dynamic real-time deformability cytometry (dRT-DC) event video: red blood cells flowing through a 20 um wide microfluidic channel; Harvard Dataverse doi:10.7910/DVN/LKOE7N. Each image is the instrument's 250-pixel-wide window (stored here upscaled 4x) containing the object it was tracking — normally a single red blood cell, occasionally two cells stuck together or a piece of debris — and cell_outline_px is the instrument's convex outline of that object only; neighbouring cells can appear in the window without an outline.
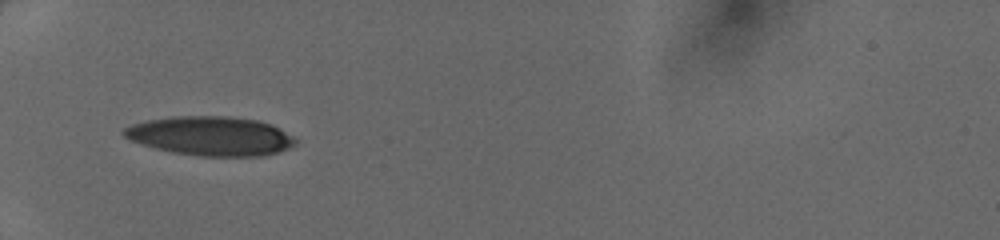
{"species": "human", "species_latin": "Homo sapiens", "temperature_condition": "cold", "stored_images_in_passage": 17, "camera_frame_rate_fps": 3000, "um_per_image_px": 0.085, "donor": {"sex": "female"}, "frame": {"image": 1, "passage_image": 1, "time_ms": 0.0, "image_size_px": [1000, 240], "cell_outline_px": [[296, 144], [288, 148], [276, 152], [260, 156], [200, 156], [172, 152], [140, 144], [128, 140], [120, 132], [124, 128], [132, 124], [148, 120], [172, 116], [228, 116], [260, 120], [272, 124], [280, 128], [292, 136], [296, 140]], "centroid_in_image_um": [17.88, 11.55], "position_along_channel_um": 67.1, "area_um2": 39.3}}
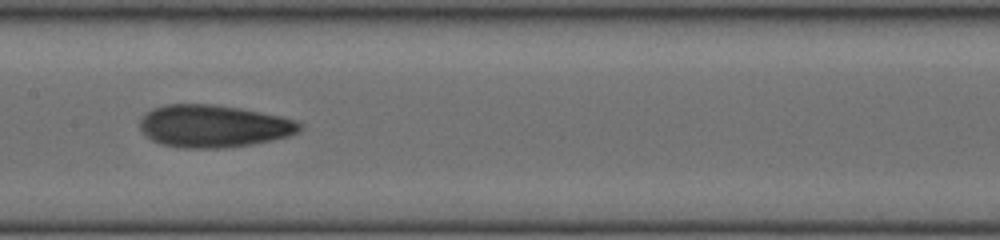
{"frame": {"image": 2, "passage_image": 10, "time_ms": 3.0, "image_size_px": [1000, 240], "cell_outline_px": [[304, 124], [296, 132], [288, 136], [272, 140], [252, 144], [220, 148], [184, 148], [160, 144], [152, 140], [140, 128], [140, 120], [152, 108], [164, 104], [212, 104], [240, 108], [280, 116], [296, 120]], "centroid_in_image_um": [18.15, 10.71], "position_along_channel_um": 189.3, "area_um2": 39.36}}
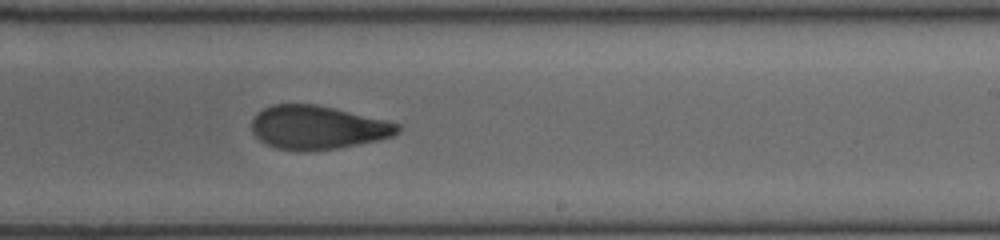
{"frame": {"image": 3, "passage_image": 15, "time_ms": 4.667, "image_size_px": [1000, 240], "cell_outline_px": [[404, 128], [400, 132], [392, 136], [380, 140], [336, 148], [308, 152], [300, 152], [276, 148], [260, 140], [252, 132], [252, 120], [256, 112], [272, 104], [316, 104], [388, 120], [400, 124]], "centroid_in_image_um": [27.02, 10.84], "position_along_channel_um": 262.0, "area_um2": 37.51}}